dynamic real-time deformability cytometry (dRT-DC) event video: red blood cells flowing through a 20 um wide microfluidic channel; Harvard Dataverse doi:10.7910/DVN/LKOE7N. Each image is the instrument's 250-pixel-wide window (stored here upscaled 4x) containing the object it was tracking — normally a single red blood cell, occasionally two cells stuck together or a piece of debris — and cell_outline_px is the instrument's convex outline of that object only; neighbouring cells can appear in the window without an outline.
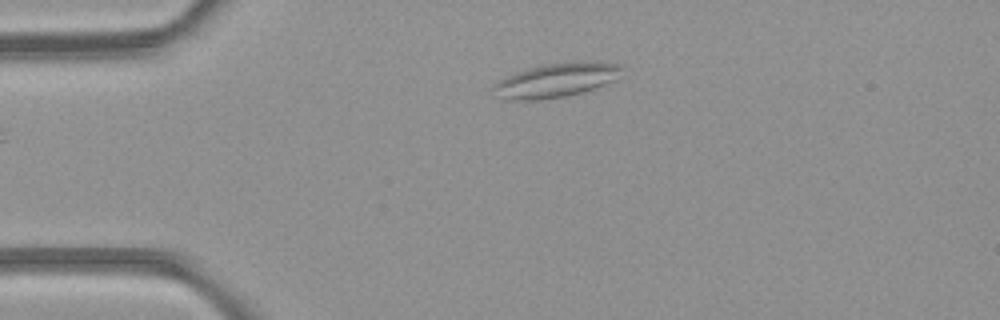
{"species": "common noctule bat (a hibernating species)", "species_latin": "Nyctalus noctula", "temperature_condition": "room temperature", "stored_images_in_passage": 2, "camera_frame_rate_fps": 3000, "um_per_image_px": 0.085, "animal": {"sex": "female", "body_mass_g": 21.9}, "frame": {"image": 1, "passage_image": 1, "time_ms": 0.0, "image_size_px": [1000, 320], "cell_outline_px": [[624, 68], [612, 80], [596, 88], [584, 92], [564, 96], [540, 100], [504, 100], [492, 88], [500, 80], [516, 72], [528, 68], [544, 64], [572, 60], [600, 60], [624, 64]], "centroid_in_image_um": [47.35, 6.77], "position_along_channel_um": 37.6, "area_um2": 25.89}}